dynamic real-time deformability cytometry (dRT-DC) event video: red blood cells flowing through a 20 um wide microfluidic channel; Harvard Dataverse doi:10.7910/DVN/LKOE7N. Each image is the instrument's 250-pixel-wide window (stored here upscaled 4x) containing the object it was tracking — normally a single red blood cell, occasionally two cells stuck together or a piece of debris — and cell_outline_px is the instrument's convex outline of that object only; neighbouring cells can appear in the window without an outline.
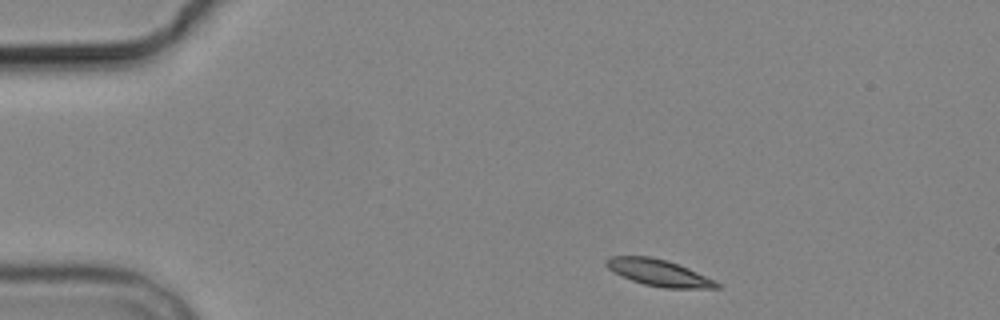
{"species": "common noctule bat (a hibernating species)", "species_latin": "Nyctalus noctula", "temperature_condition": "cold", "stored_images_in_passage": 4, "camera_frame_rate_fps": 3000, "um_per_image_px": 0.085, "animal": {"sex": "male", "body_mass_g": 19.2, "forearm_length_mm": 51.8}, "frame": {"image": 1, "passage_image": 1, "time_ms": 0.0, "image_size_px": [1000, 320], "cell_outline_px": [[720, 288], [664, 288], [644, 284], [632, 280], [608, 268], [604, 264], [604, 260], [612, 256], [652, 256], [688, 268], [716, 280], [720, 284]], "centroid_in_image_um": [56.01, 23.18], "position_along_channel_um": 29.0, "area_um2": 16.88}}
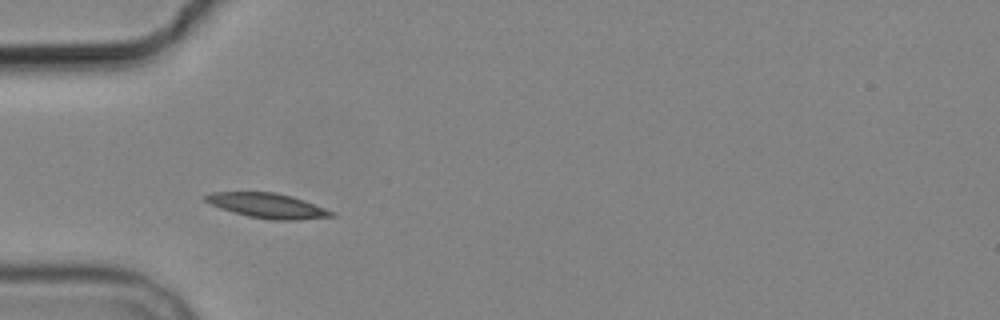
{"frame": {"image": 2, "passage_image": 3, "time_ms": 2.667, "image_size_px": [1000, 320], "cell_outline_px": [[336, 216], [296, 220], [272, 220], [248, 216], [232, 212], [208, 204], [204, 200], [204, 196], [212, 192], [276, 192], [292, 196], [304, 200], [336, 212]], "centroid_in_image_um": [22.74, 17.48], "position_along_channel_um": 62.3, "area_um2": 18.38}}
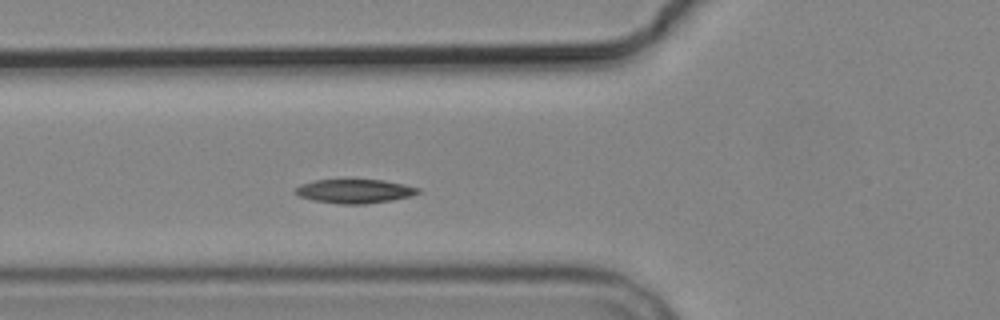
{"frame": {"image": 3, "passage_image": 4, "time_ms": 3.667, "image_size_px": [1000, 320], "cell_outline_px": [[420, 192], [412, 196], [392, 200], [364, 204], [340, 204], [316, 200], [300, 196], [292, 192], [300, 184], [316, 180], [384, 180], [404, 184], [420, 188]], "centroid_in_image_um": [30.17, 16.25], "position_along_channel_um": 95.6, "area_um2": 17.05}}